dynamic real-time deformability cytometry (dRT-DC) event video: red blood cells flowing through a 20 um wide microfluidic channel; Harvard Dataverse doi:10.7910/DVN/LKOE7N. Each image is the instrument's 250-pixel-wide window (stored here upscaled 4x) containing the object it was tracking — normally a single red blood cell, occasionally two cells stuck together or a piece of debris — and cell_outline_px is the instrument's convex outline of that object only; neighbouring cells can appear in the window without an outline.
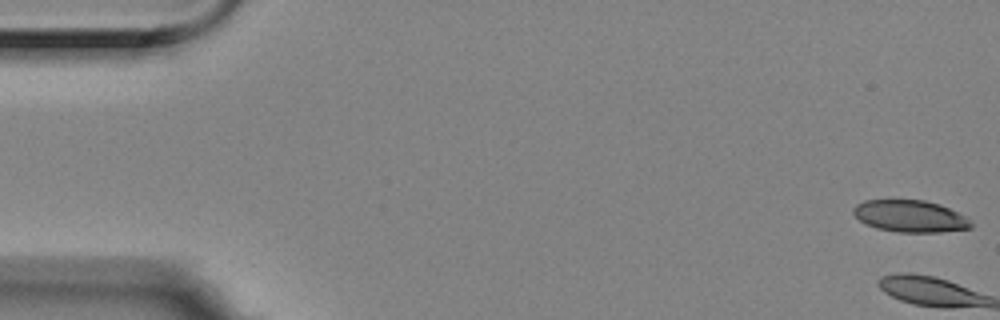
{"species": "Egyptian fruit bat (a non-hibernating species)", "species_latin": "Rousettus aegyptiacus", "temperature_condition": "room temperature", "stored_images_in_passage": 6, "camera_frame_rate_fps": 3000, "um_per_image_px": 0.085, "animal": {"sex": "female"}, "frame": {"image": 1, "passage_image": 1, "time_ms": 0.0, "image_size_px": [1000, 320], "cell_outline_px": [[972, 228], [940, 232], [900, 232], [876, 228], [864, 224], [852, 212], [852, 208], [856, 204], [864, 200], [924, 200], [940, 204], [964, 216], [972, 224]], "centroid_in_image_um": [77.32, 18.37], "position_along_channel_um": 7.7, "area_um2": 21.79}}